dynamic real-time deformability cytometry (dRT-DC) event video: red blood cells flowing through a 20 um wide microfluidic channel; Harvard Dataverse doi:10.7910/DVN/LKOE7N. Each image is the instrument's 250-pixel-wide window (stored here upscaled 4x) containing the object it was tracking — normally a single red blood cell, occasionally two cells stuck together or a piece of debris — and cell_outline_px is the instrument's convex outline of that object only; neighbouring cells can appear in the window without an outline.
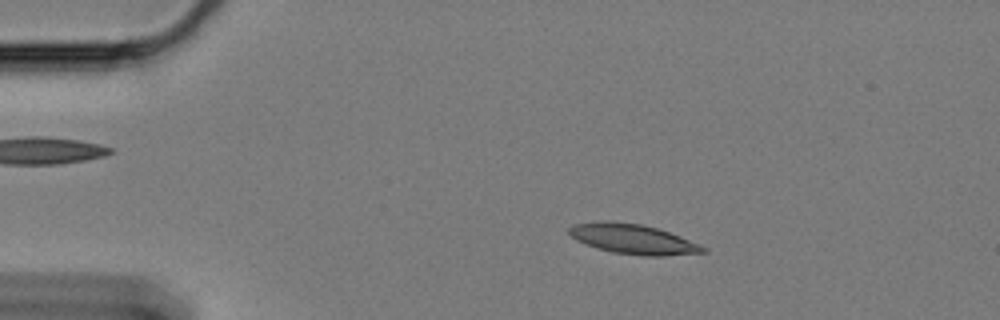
{"species": "Egyptian fruit bat (a non-hibernating species)", "species_latin": "Rousettus aegyptiacus", "temperature_condition": "cold", "stored_images_in_passage": 14, "camera_frame_rate_fps": 3000, "um_per_image_px": 0.085, "animal": {"sex": "female"}, "frame": {"image": 1, "passage_image": 4, "time_ms": 1.0, "image_size_px": [1000, 320], "cell_outline_px": [[708, 252], [664, 256], [644, 256], [612, 252], [576, 240], [568, 232], [568, 228], [576, 224], [604, 220], [608, 220], [640, 224], [656, 228], [680, 236], [700, 244], [708, 248]], "centroid_in_image_um": [53.85, 20.32], "position_along_channel_um": 31.1, "area_um2": 23.18}}
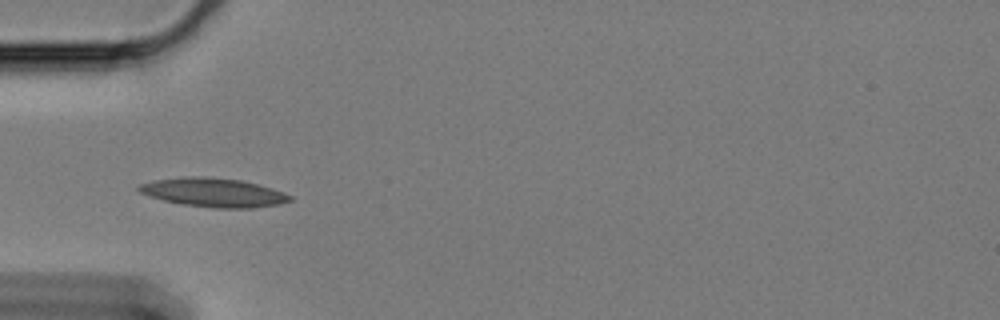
{"frame": {"image": 2, "passage_image": 12, "time_ms": 3.667, "image_size_px": [1000, 320], "cell_outline_px": [[292, 200], [280, 204], [252, 208], [216, 208], [180, 204], [148, 196], [140, 192], [136, 188], [140, 184], [152, 180], [184, 176], [208, 176], [240, 180], [272, 188], [284, 192], [292, 196]], "centroid_in_image_um": [18.13, 16.35], "position_along_channel_um": 66.9, "area_um2": 25.61}}